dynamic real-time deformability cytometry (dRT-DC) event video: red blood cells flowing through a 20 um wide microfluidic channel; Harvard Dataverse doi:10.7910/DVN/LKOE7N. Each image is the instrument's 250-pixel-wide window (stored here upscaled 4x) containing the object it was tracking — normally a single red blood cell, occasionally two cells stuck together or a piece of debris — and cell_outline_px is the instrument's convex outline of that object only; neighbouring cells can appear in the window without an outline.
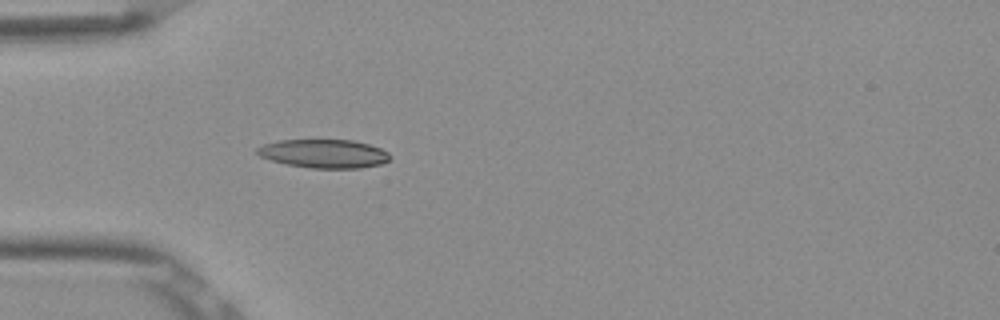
{"species": "Egyptian fruit bat (a non-hibernating species)", "species_latin": "Rousettus aegyptiacus", "temperature_condition": "room temperature", "stored_images_in_passage": 52, "camera_frame_rate_fps": 3000, "um_per_image_px": 0.085, "frame": {"image": 1, "passage_image": 16, "time_ms": 5.0, "image_size_px": [1000, 320], "cell_outline_px": [[392, 156], [388, 160], [380, 164], [360, 168], [312, 168], [288, 164], [272, 160], [260, 156], [256, 152], [256, 148], [264, 144], [280, 140], [352, 140], [368, 144], [380, 148], [388, 152]], "centroid_in_image_um": [27.55, 13.05], "position_along_channel_um": 57.5, "area_um2": 21.96}}
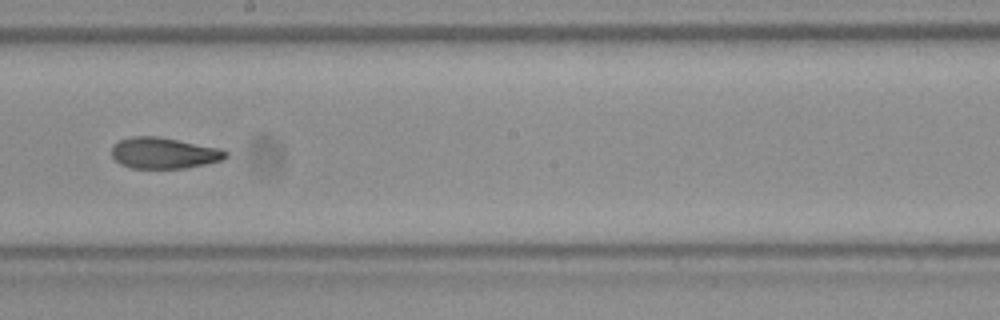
{"frame": {"image": 2, "passage_image": 30, "time_ms": 9.667, "image_size_px": [1000, 320], "cell_outline_px": [[228, 156], [224, 160], [184, 168], [128, 168], [120, 164], [112, 156], [112, 144], [120, 140], [132, 136], [160, 136], [220, 148], [228, 152]], "centroid_in_image_um": [13.93, 13.0], "position_along_channel_um": 234.3, "area_um2": 20.87}}
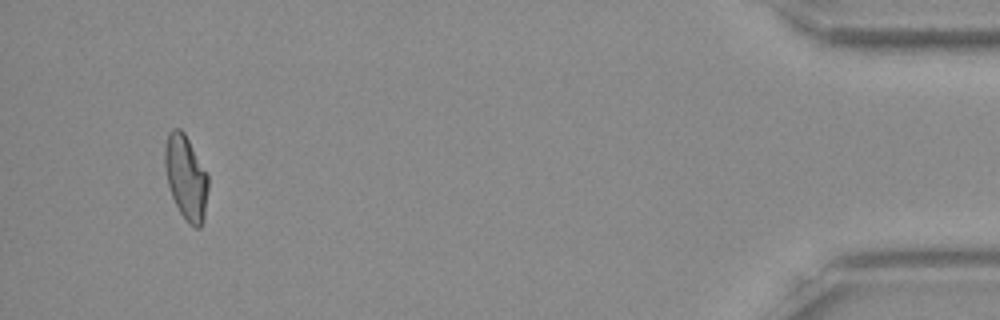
{"frame": {"image": 3, "passage_image": 50, "time_ms": 16.333, "image_size_px": [1000, 320], "cell_outline_px": [[208, 188], [204, 220], [200, 228], [196, 228], [188, 224], [180, 212], [172, 196], [168, 184], [164, 168], [164, 148], [168, 132], [172, 128], [180, 128], [184, 132], [208, 176]], "centroid_in_image_um": [15.79, 15.09], "position_along_channel_um": 419.4, "area_um2": 21.33}, "authors_computed_cell_mechanics": {"area_um2": 21.3282, "velocity_mm_per_s": 3.8861, "shape_relaxation_time_tau1_ms": 7.7349, "shape_relaxation_time_tau2_ms": 2.4216, "deformation_change_tau1": 0.2145, "deformation_change_tau2": 0.0897}}